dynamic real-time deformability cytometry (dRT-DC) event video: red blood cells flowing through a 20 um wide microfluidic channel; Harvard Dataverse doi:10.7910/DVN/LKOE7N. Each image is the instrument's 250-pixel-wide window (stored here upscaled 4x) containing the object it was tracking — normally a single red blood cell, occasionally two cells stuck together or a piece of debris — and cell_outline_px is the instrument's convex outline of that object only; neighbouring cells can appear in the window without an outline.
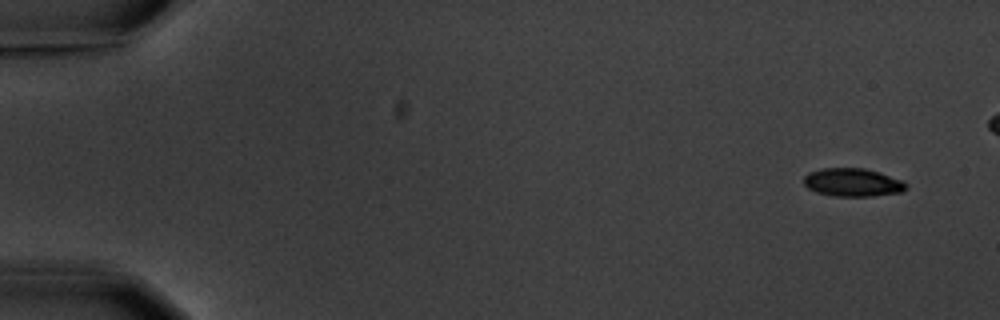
{"species": "common noctule bat (a hibernating species)", "species_latin": "Nyctalus noctula", "temperature_condition": "warm", "stored_images_in_passage": 5, "camera_frame_rate_fps": 3000, "um_per_image_px": 0.085, "animal": {"sex": "male", "body_mass_g": 20.1, "forearm_length_mm": 53.5}, "frame": {"image": 1, "passage_image": 1, "time_ms": 0.0, "image_size_px": [1000, 320], "cell_outline_px": [[908, 188], [904, 192], [872, 196], [836, 196], [816, 192], [808, 188], [804, 184], [804, 176], [808, 172], [820, 168], [864, 168], [880, 172], [900, 180], [908, 184]], "centroid_in_image_um": [72.49, 15.5], "position_along_channel_um": 12.5, "area_um2": 16.94}}